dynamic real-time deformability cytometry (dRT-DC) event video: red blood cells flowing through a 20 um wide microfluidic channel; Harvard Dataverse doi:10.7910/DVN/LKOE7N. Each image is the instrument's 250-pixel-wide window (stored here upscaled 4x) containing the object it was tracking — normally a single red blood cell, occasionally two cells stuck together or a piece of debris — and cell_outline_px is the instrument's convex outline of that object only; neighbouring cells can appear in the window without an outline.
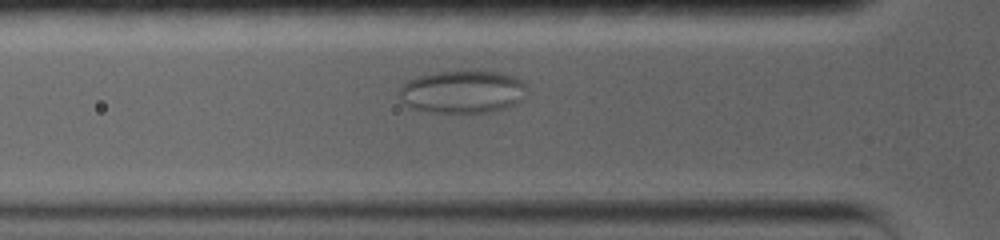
{"species": "common noctule bat (a hibernating species)", "species_latin": "Nyctalus noctula", "temperature_condition": "warm", "stored_images_in_passage": 34, "camera_frame_rate_fps": 5000, "um_per_image_px": 0.085, "animal": {"sex": "female", "body_mass_g": 19.0, "forearm_length_mm": 56.7}, "frame": {"image": 1, "passage_image": 3, "time_ms": 0.4, "image_size_px": [1000, 240], "cell_outline_px": [[528, 88], [520, 100], [516, 104], [492, 112], [432, 112], [412, 108], [404, 104], [400, 100], [400, 88], [408, 80], [420, 76], [436, 72], [476, 68], [500, 72], [512, 76], [528, 84]], "centroid_in_image_um": [39.35, 7.76], "position_along_channel_um": 86.5, "area_um2": 32.43}}
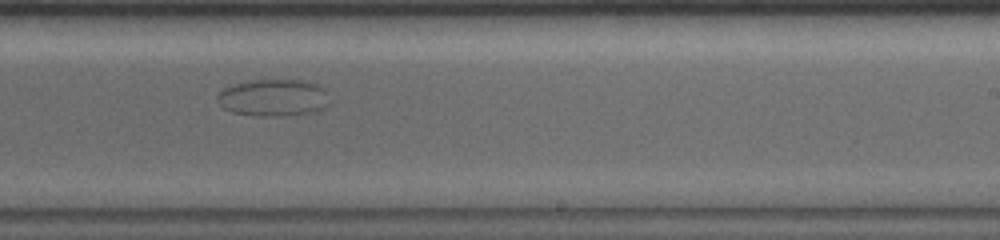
{"frame": {"image": 2, "passage_image": 17, "time_ms": 3.2, "image_size_px": [1000, 240], "cell_outline_px": [[332, 104], [324, 108], [308, 112], [276, 116], [252, 116], [232, 112], [224, 108], [216, 100], [216, 96], [224, 88], [248, 80], [304, 80], [320, 84], [324, 88]], "centroid_in_image_um": [23.26, 8.3], "position_along_channel_um": 265.7, "area_um2": 24.39}}
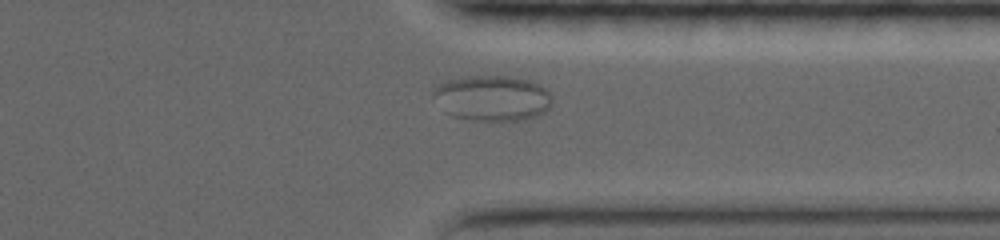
{"frame": {"image": 3, "passage_image": 24, "time_ms": 4.6, "image_size_px": [1000, 240], "cell_outline_px": [[552, 104], [544, 112], [536, 116], [524, 120], [472, 120], [452, 116], [444, 112], [432, 96], [432, 92], [444, 80], [464, 76], [508, 76], [532, 80], [540, 84], [552, 96]], "centroid_in_image_um": [41.83, 8.33], "position_along_channel_um": 369.6, "area_um2": 31.85}}